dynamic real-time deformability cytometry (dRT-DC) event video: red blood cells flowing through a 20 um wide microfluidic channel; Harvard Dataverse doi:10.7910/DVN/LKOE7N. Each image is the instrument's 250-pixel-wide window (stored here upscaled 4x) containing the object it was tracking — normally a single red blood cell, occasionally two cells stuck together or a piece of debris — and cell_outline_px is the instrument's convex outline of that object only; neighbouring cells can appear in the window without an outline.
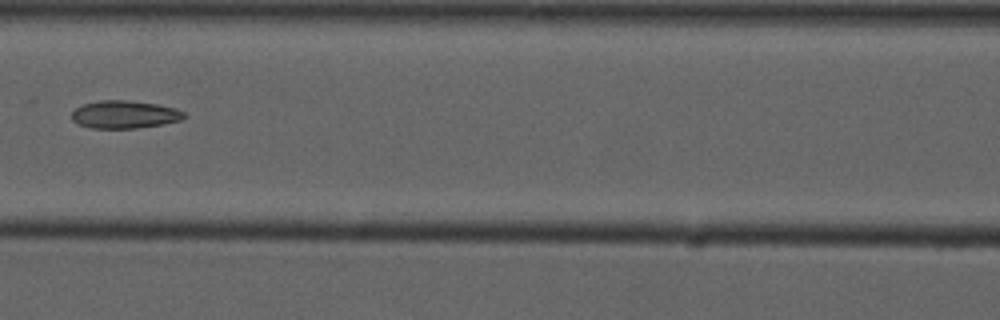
{"species": "common noctule bat (a hibernating species)", "species_latin": "Nyctalus noctula", "temperature_condition": "cold", "stored_images_in_passage": 6, "camera_frame_rate_fps": 3000, "um_per_image_px": 0.085, "animal": {"sex": "male", "forearm_length_mm": 52.5}, "frame": {"image": 1, "passage_image": 6, "time_ms": 6.667, "image_size_px": [1000, 320], "cell_outline_px": [[184, 116], [180, 120], [160, 124], [136, 128], [92, 128], [80, 124], [72, 120], [72, 112], [76, 108], [84, 104], [100, 100], [128, 100], [156, 104], [176, 108], [184, 112]], "centroid_in_image_um": [10.57, 9.72], "position_along_channel_um": 156.0, "area_um2": 17.92}}